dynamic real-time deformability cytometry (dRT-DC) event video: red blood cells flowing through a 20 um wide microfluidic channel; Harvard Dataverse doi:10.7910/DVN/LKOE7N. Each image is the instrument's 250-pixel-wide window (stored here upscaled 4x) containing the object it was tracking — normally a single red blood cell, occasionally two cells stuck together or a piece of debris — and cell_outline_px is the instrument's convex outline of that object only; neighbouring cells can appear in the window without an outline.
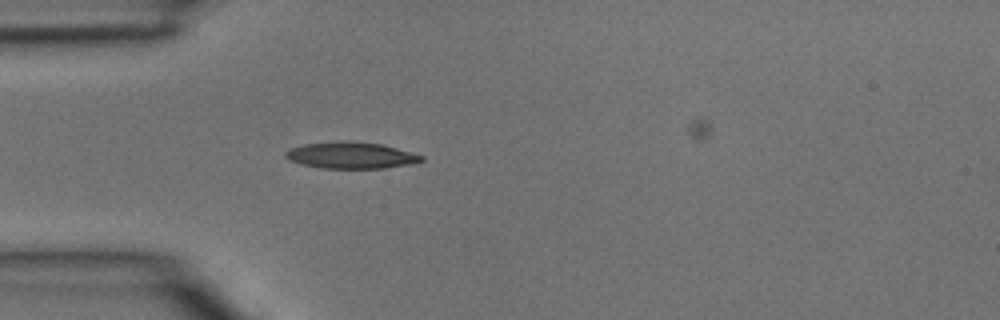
{"species": "common noctule bat (a hibernating species)", "species_latin": "Nyctalus noctula", "temperature_condition": "room temperature", "stored_images_in_passage": 3, "camera_frame_rate_fps": 3000, "um_per_image_px": 0.085, "animal": {"sex": "male", "body_mass_g": 15.6}, "frame": {"image": 1, "passage_image": 3, "time_ms": 0.667, "image_size_px": [1000, 320], "cell_outline_px": [[424, 160], [416, 164], [384, 168], [320, 168], [304, 164], [292, 160], [284, 156], [284, 152], [292, 148], [304, 144], [380, 144], [396, 148], [424, 156]], "centroid_in_image_um": [29.92, 13.26], "position_along_channel_um": 55.1, "area_um2": 19.77}}